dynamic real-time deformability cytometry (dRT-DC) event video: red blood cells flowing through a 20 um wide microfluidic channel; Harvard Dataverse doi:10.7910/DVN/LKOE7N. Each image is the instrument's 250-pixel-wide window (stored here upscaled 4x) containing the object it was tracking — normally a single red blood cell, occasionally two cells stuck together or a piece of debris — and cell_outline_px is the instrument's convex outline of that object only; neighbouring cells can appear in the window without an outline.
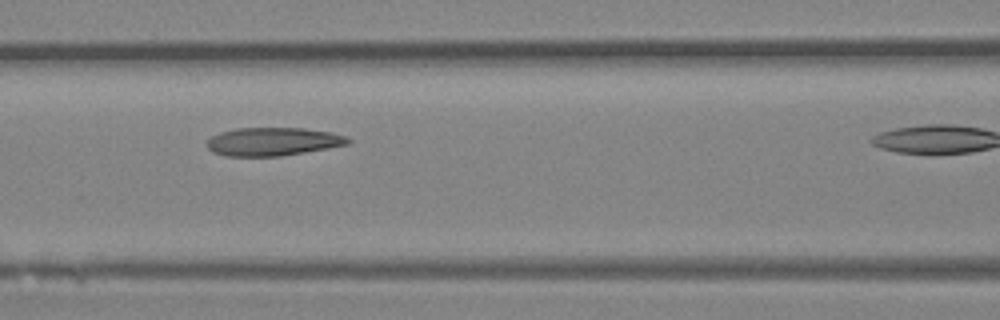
{"species": "Egyptian fruit bat (a non-hibernating species)", "species_latin": "Rousettus aegyptiacus", "temperature_condition": "room temperature", "stored_images_in_passage": 12, "camera_frame_rate_fps": 3000, "um_per_image_px": 0.085, "animal": {"sex": "female"}, "frame": {"image": 1, "passage_image": 9, "time_ms": 2.667, "image_size_px": [1000, 320], "cell_outline_px": [[352, 140], [348, 144], [304, 152], [280, 156], [224, 156], [212, 152], [204, 144], [212, 136], [220, 132], [236, 128], [304, 128], [332, 132], [348, 136]], "centroid_in_image_um": [23.18, 12.03], "position_along_channel_um": 143.4, "area_um2": 23.35}}